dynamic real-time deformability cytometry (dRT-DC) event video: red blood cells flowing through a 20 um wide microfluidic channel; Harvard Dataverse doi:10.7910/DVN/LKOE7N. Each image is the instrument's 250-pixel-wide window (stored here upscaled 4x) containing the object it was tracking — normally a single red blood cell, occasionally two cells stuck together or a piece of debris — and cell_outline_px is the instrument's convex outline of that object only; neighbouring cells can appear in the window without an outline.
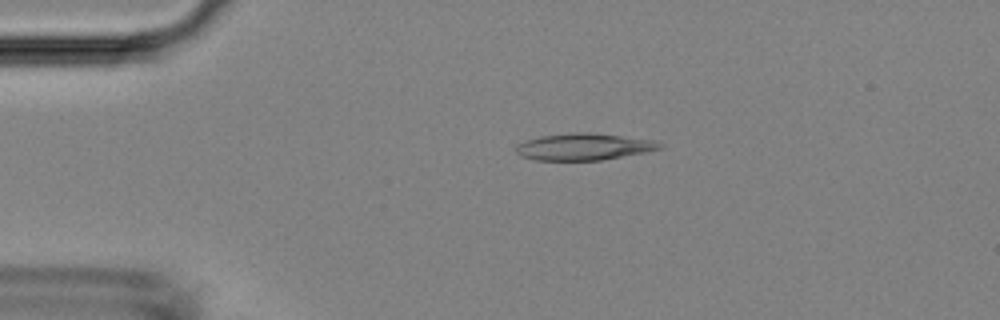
{"species": "Egyptian fruit bat (a non-hibernating species)", "species_latin": "Rousettus aegyptiacus", "temperature_condition": "room temperature", "stored_images_in_passage": 4, "camera_frame_rate_fps": 3000, "um_per_image_px": 0.085, "animal": {"sex": "female"}, "frame": {"image": 1, "passage_image": 3, "time_ms": 2.333, "image_size_px": [1000, 320], "cell_outline_px": [[664, 148], [604, 160], [536, 160], [520, 156], [516, 152], [516, 144], [524, 140], [540, 136], [568, 132], [588, 132], [652, 140], [664, 144]], "centroid_in_image_um": [49.59, 12.47], "position_along_channel_um": 35.4, "area_um2": 22.54}}